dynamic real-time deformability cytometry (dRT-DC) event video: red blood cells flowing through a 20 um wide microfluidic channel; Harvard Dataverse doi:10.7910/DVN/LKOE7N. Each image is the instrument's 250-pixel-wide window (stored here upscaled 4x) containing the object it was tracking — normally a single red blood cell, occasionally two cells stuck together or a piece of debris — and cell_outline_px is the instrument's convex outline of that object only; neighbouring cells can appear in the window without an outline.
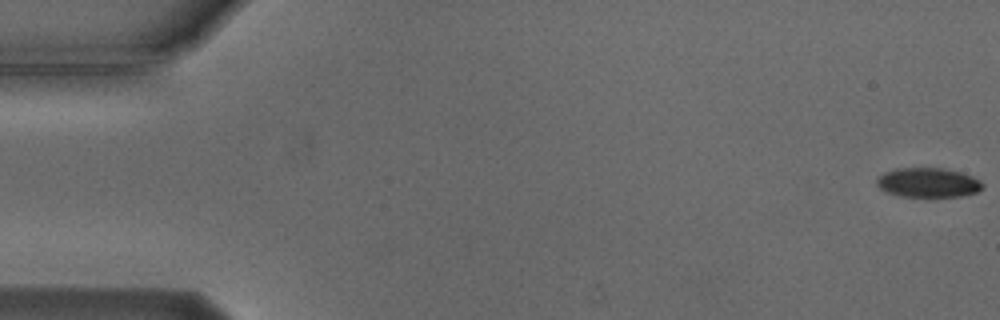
{"species": "Egyptian fruit bat (a non-hibernating species)", "species_latin": "Rousettus aegyptiacus", "temperature_condition": "cold", "stored_images_in_passage": 6, "camera_frame_rate_fps": 3000, "um_per_image_px": 0.085, "animal": {"sex": "male"}, "frame": {"image": 1, "passage_image": 1, "time_ms": 0.0, "image_size_px": [1000, 320], "cell_outline_px": [[984, 188], [976, 192], [960, 196], [928, 200], [900, 196], [888, 192], [880, 188], [876, 184], [876, 176], [884, 172], [896, 168], [940, 168], [960, 172], [972, 176], [980, 180], [984, 184]], "centroid_in_image_um": [78.88, 15.57], "position_along_channel_um": 6.1, "area_um2": 19.02}}
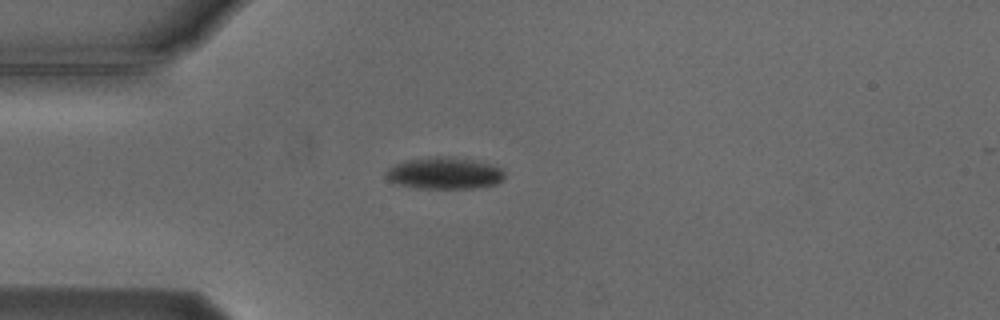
{"frame": {"image": 2, "passage_image": 5, "time_ms": 4.667, "image_size_px": [1000, 320], "cell_outline_px": [[504, 180], [496, 184], [476, 188], [416, 188], [396, 184], [388, 180], [384, 176], [384, 172], [388, 168], [396, 164], [408, 160], [440, 156], [444, 156], [468, 160], [488, 164], [500, 168], [504, 172]], "centroid_in_image_um": [37.73, 14.75], "position_along_channel_um": 47.3, "area_um2": 21.73}}